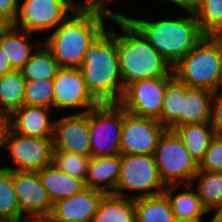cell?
<instances>
[{
    "mask_svg": "<svg viewBox=\"0 0 222 222\" xmlns=\"http://www.w3.org/2000/svg\"><path fill=\"white\" fill-rule=\"evenodd\" d=\"M73 13L42 43L63 68L81 66L88 48L106 30L104 20L111 21L116 14L109 7L88 4H79Z\"/></svg>",
    "mask_w": 222,
    "mask_h": 222,
    "instance_id": "1",
    "label": "cell"
},
{
    "mask_svg": "<svg viewBox=\"0 0 222 222\" xmlns=\"http://www.w3.org/2000/svg\"><path fill=\"white\" fill-rule=\"evenodd\" d=\"M79 70L89 93L99 104H117L124 94L116 47V32L105 30L88 48Z\"/></svg>",
    "mask_w": 222,
    "mask_h": 222,
    "instance_id": "2",
    "label": "cell"
},
{
    "mask_svg": "<svg viewBox=\"0 0 222 222\" xmlns=\"http://www.w3.org/2000/svg\"><path fill=\"white\" fill-rule=\"evenodd\" d=\"M111 21L119 25L124 33L120 35L116 32L119 68L124 88L143 79L174 77L172 66L125 15L116 13Z\"/></svg>",
    "mask_w": 222,
    "mask_h": 222,
    "instance_id": "3",
    "label": "cell"
},
{
    "mask_svg": "<svg viewBox=\"0 0 222 222\" xmlns=\"http://www.w3.org/2000/svg\"><path fill=\"white\" fill-rule=\"evenodd\" d=\"M178 19H135L125 16L148 43L173 67L205 36L193 11Z\"/></svg>",
    "mask_w": 222,
    "mask_h": 222,
    "instance_id": "4",
    "label": "cell"
},
{
    "mask_svg": "<svg viewBox=\"0 0 222 222\" xmlns=\"http://www.w3.org/2000/svg\"><path fill=\"white\" fill-rule=\"evenodd\" d=\"M174 77L189 88L215 92L222 87V41L205 35L173 67Z\"/></svg>",
    "mask_w": 222,
    "mask_h": 222,
    "instance_id": "5",
    "label": "cell"
},
{
    "mask_svg": "<svg viewBox=\"0 0 222 222\" xmlns=\"http://www.w3.org/2000/svg\"><path fill=\"white\" fill-rule=\"evenodd\" d=\"M154 156L160 177L166 186L193 185V178L199 170V164L174 130L164 131Z\"/></svg>",
    "mask_w": 222,
    "mask_h": 222,
    "instance_id": "6",
    "label": "cell"
},
{
    "mask_svg": "<svg viewBox=\"0 0 222 222\" xmlns=\"http://www.w3.org/2000/svg\"><path fill=\"white\" fill-rule=\"evenodd\" d=\"M165 188L154 155L121 154L120 177L114 195L136 199L161 194ZM124 190L142 193L127 196Z\"/></svg>",
    "mask_w": 222,
    "mask_h": 222,
    "instance_id": "7",
    "label": "cell"
},
{
    "mask_svg": "<svg viewBox=\"0 0 222 222\" xmlns=\"http://www.w3.org/2000/svg\"><path fill=\"white\" fill-rule=\"evenodd\" d=\"M124 108L119 104H99L89 111L91 156L120 155V134Z\"/></svg>",
    "mask_w": 222,
    "mask_h": 222,
    "instance_id": "8",
    "label": "cell"
},
{
    "mask_svg": "<svg viewBox=\"0 0 222 222\" xmlns=\"http://www.w3.org/2000/svg\"><path fill=\"white\" fill-rule=\"evenodd\" d=\"M2 147H7L12 160L18 166H5L6 169L37 172L52 164L53 138L24 136L7 126Z\"/></svg>",
    "mask_w": 222,
    "mask_h": 222,
    "instance_id": "9",
    "label": "cell"
},
{
    "mask_svg": "<svg viewBox=\"0 0 222 222\" xmlns=\"http://www.w3.org/2000/svg\"><path fill=\"white\" fill-rule=\"evenodd\" d=\"M78 6L73 0H24L13 25L31 34L55 30Z\"/></svg>",
    "mask_w": 222,
    "mask_h": 222,
    "instance_id": "10",
    "label": "cell"
},
{
    "mask_svg": "<svg viewBox=\"0 0 222 222\" xmlns=\"http://www.w3.org/2000/svg\"><path fill=\"white\" fill-rule=\"evenodd\" d=\"M173 78L158 77L132 82L125 87L119 104L130 114L158 119L166 86Z\"/></svg>",
    "mask_w": 222,
    "mask_h": 222,
    "instance_id": "11",
    "label": "cell"
},
{
    "mask_svg": "<svg viewBox=\"0 0 222 222\" xmlns=\"http://www.w3.org/2000/svg\"><path fill=\"white\" fill-rule=\"evenodd\" d=\"M166 128L157 120L130 114L124 109L121 126V154L154 155Z\"/></svg>",
    "mask_w": 222,
    "mask_h": 222,
    "instance_id": "12",
    "label": "cell"
},
{
    "mask_svg": "<svg viewBox=\"0 0 222 222\" xmlns=\"http://www.w3.org/2000/svg\"><path fill=\"white\" fill-rule=\"evenodd\" d=\"M99 103L89 93L79 68L60 67L53 79V108L82 109L87 113Z\"/></svg>",
    "mask_w": 222,
    "mask_h": 222,
    "instance_id": "13",
    "label": "cell"
},
{
    "mask_svg": "<svg viewBox=\"0 0 222 222\" xmlns=\"http://www.w3.org/2000/svg\"><path fill=\"white\" fill-rule=\"evenodd\" d=\"M12 182L25 217H49L53 203L37 172L12 170Z\"/></svg>",
    "mask_w": 222,
    "mask_h": 222,
    "instance_id": "14",
    "label": "cell"
},
{
    "mask_svg": "<svg viewBox=\"0 0 222 222\" xmlns=\"http://www.w3.org/2000/svg\"><path fill=\"white\" fill-rule=\"evenodd\" d=\"M54 149L91 157L89 111L54 120Z\"/></svg>",
    "mask_w": 222,
    "mask_h": 222,
    "instance_id": "15",
    "label": "cell"
},
{
    "mask_svg": "<svg viewBox=\"0 0 222 222\" xmlns=\"http://www.w3.org/2000/svg\"><path fill=\"white\" fill-rule=\"evenodd\" d=\"M104 192L84 188L80 193L53 203L49 218L53 222H92Z\"/></svg>",
    "mask_w": 222,
    "mask_h": 222,
    "instance_id": "16",
    "label": "cell"
},
{
    "mask_svg": "<svg viewBox=\"0 0 222 222\" xmlns=\"http://www.w3.org/2000/svg\"><path fill=\"white\" fill-rule=\"evenodd\" d=\"M50 109L23 105L8 117V126L24 136L53 138L54 121L50 120Z\"/></svg>",
    "mask_w": 222,
    "mask_h": 222,
    "instance_id": "17",
    "label": "cell"
},
{
    "mask_svg": "<svg viewBox=\"0 0 222 222\" xmlns=\"http://www.w3.org/2000/svg\"><path fill=\"white\" fill-rule=\"evenodd\" d=\"M121 154L111 156H91L85 186L105 194H114L120 177Z\"/></svg>",
    "mask_w": 222,
    "mask_h": 222,
    "instance_id": "18",
    "label": "cell"
},
{
    "mask_svg": "<svg viewBox=\"0 0 222 222\" xmlns=\"http://www.w3.org/2000/svg\"><path fill=\"white\" fill-rule=\"evenodd\" d=\"M31 36V33L14 25H3L0 28V46L14 70H20L31 58L34 52V45L32 42L30 44V39L33 40Z\"/></svg>",
    "mask_w": 222,
    "mask_h": 222,
    "instance_id": "19",
    "label": "cell"
},
{
    "mask_svg": "<svg viewBox=\"0 0 222 222\" xmlns=\"http://www.w3.org/2000/svg\"><path fill=\"white\" fill-rule=\"evenodd\" d=\"M37 173L52 203L78 194L86 188L83 180L64 173L53 164Z\"/></svg>",
    "mask_w": 222,
    "mask_h": 222,
    "instance_id": "20",
    "label": "cell"
},
{
    "mask_svg": "<svg viewBox=\"0 0 222 222\" xmlns=\"http://www.w3.org/2000/svg\"><path fill=\"white\" fill-rule=\"evenodd\" d=\"M213 94L209 90L189 88L185 84V97H182L181 125L210 122Z\"/></svg>",
    "mask_w": 222,
    "mask_h": 222,
    "instance_id": "21",
    "label": "cell"
},
{
    "mask_svg": "<svg viewBox=\"0 0 222 222\" xmlns=\"http://www.w3.org/2000/svg\"><path fill=\"white\" fill-rule=\"evenodd\" d=\"M181 185H168L164 190L176 220L200 219L208 211L203 207L197 191H192V184L185 185L188 191L174 193ZM175 194V195H174Z\"/></svg>",
    "mask_w": 222,
    "mask_h": 222,
    "instance_id": "22",
    "label": "cell"
},
{
    "mask_svg": "<svg viewBox=\"0 0 222 222\" xmlns=\"http://www.w3.org/2000/svg\"><path fill=\"white\" fill-rule=\"evenodd\" d=\"M92 222H136L134 199L105 194Z\"/></svg>",
    "mask_w": 222,
    "mask_h": 222,
    "instance_id": "23",
    "label": "cell"
},
{
    "mask_svg": "<svg viewBox=\"0 0 222 222\" xmlns=\"http://www.w3.org/2000/svg\"><path fill=\"white\" fill-rule=\"evenodd\" d=\"M174 131L181 138L191 156L199 162L204 158L212 138L215 136L210 122L177 126Z\"/></svg>",
    "mask_w": 222,
    "mask_h": 222,
    "instance_id": "24",
    "label": "cell"
},
{
    "mask_svg": "<svg viewBox=\"0 0 222 222\" xmlns=\"http://www.w3.org/2000/svg\"><path fill=\"white\" fill-rule=\"evenodd\" d=\"M136 222H176L164 193L134 199Z\"/></svg>",
    "mask_w": 222,
    "mask_h": 222,
    "instance_id": "25",
    "label": "cell"
},
{
    "mask_svg": "<svg viewBox=\"0 0 222 222\" xmlns=\"http://www.w3.org/2000/svg\"><path fill=\"white\" fill-rule=\"evenodd\" d=\"M25 83L21 70L0 76V111L7 117L24 105Z\"/></svg>",
    "mask_w": 222,
    "mask_h": 222,
    "instance_id": "26",
    "label": "cell"
},
{
    "mask_svg": "<svg viewBox=\"0 0 222 222\" xmlns=\"http://www.w3.org/2000/svg\"><path fill=\"white\" fill-rule=\"evenodd\" d=\"M182 97H185V84L174 77L166 86L162 110L157 119L166 129L174 130L181 126Z\"/></svg>",
    "mask_w": 222,
    "mask_h": 222,
    "instance_id": "27",
    "label": "cell"
},
{
    "mask_svg": "<svg viewBox=\"0 0 222 222\" xmlns=\"http://www.w3.org/2000/svg\"><path fill=\"white\" fill-rule=\"evenodd\" d=\"M198 182L195 189L201 199L203 207L209 212L216 210L222 202V172H205L196 173L193 178Z\"/></svg>",
    "mask_w": 222,
    "mask_h": 222,
    "instance_id": "28",
    "label": "cell"
},
{
    "mask_svg": "<svg viewBox=\"0 0 222 222\" xmlns=\"http://www.w3.org/2000/svg\"><path fill=\"white\" fill-rule=\"evenodd\" d=\"M31 58L20 69L25 80L54 79L58 69L57 61L43 45L37 48Z\"/></svg>",
    "mask_w": 222,
    "mask_h": 222,
    "instance_id": "29",
    "label": "cell"
},
{
    "mask_svg": "<svg viewBox=\"0 0 222 222\" xmlns=\"http://www.w3.org/2000/svg\"><path fill=\"white\" fill-rule=\"evenodd\" d=\"M193 13L205 35H222V0H196Z\"/></svg>",
    "mask_w": 222,
    "mask_h": 222,
    "instance_id": "30",
    "label": "cell"
},
{
    "mask_svg": "<svg viewBox=\"0 0 222 222\" xmlns=\"http://www.w3.org/2000/svg\"><path fill=\"white\" fill-rule=\"evenodd\" d=\"M23 218L12 182V170L0 166V220L18 221Z\"/></svg>",
    "mask_w": 222,
    "mask_h": 222,
    "instance_id": "31",
    "label": "cell"
},
{
    "mask_svg": "<svg viewBox=\"0 0 222 222\" xmlns=\"http://www.w3.org/2000/svg\"><path fill=\"white\" fill-rule=\"evenodd\" d=\"M89 156L53 149L52 164L64 173L85 182Z\"/></svg>",
    "mask_w": 222,
    "mask_h": 222,
    "instance_id": "32",
    "label": "cell"
},
{
    "mask_svg": "<svg viewBox=\"0 0 222 222\" xmlns=\"http://www.w3.org/2000/svg\"><path fill=\"white\" fill-rule=\"evenodd\" d=\"M24 105L53 108V79L26 80Z\"/></svg>",
    "mask_w": 222,
    "mask_h": 222,
    "instance_id": "33",
    "label": "cell"
},
{
    "mask_svg": "<svg viewBox=\"0 0 222 222\" xmlns=\"http://www.w3.org/2000/svg\"><path fill=\"white\" fill-rule=\"evenodd\" d=\"M199 170L205 172H222V135H215L199 162Z\"/></svg>",
    "mask_w": 222,
    "mask_h": 222,
    "instance_id": "34",
    "label": "cell"
},
{
    "mask_svg": "<svg viewBox=\"0 0 222 222\" xmlns=\"http://www.w3.org/2000/svg\"><path fill=\"white\" fill-rule=\"evenodd\" d=\"M221 88L214 92L211 105L210 125L215 135H222V89Z\"/></svg>",
    "mask_w": 222,
    "mask_h": 222,
    "instance_id": "35",
    "label": "cell"
},
{
    "mask_svg": "<svg viewBox=\"0 0 222 222\" xmlns=\"http://www.w3.org/2000/svg\"><path fill=\"white\" fill-rule=\"evenodd\" d=\"M19 0H0V23L13 25L19 11Z\"/></svg>",
    "mask_w": 222,
    "mask_h": 222,
    "instance_id": "36",
    "label": "cell"
},
{
    "mask_svg": "<svg viewBox=\"0 0 222 222\" xmlns=\"http://www.w3.org/2000/svg\"><path fill=\"white\" fill-rule=\"evenodd\" d=\"M14 70L5 55V52H3L2 47L0 46V76H2L5 73H8L10 71Z\"/></svg>",
    "mask_w": 222,
    "mask_h": 222,
    "instance_id": "37",
    "label": "cell"
},
{
    "mask_svg": "<svg viewBox=\"0 0 222 222\" xmlns=\"http://www.w3.org/2000/svg\"><path fill=\"white\" fill-rule=\"evenodd\" d=\"M170 3H173L176 6H179L184 9V11H193L196 0H164Z\"/></svg>",
    "mask_w": 222,
    "mask_h": 222,
    "instance_id": "38",
    "label": "cell"
},
{
    "mask_svg": "<svg viewBox=\"0 0 222 222\" xmlns=\"http://www.w3.org/2000/svg\"><path fill=\"white\" fill-rule=\"evenodd\" d=\"M8 126V117L0 111V148L3 146L4 133Z\"/></svg>",
    "mask_w": 222,
    "mask_h": 222,
    "instance_id": "39",
    "label": "cell"
},
{
    "mask_svg": "<svg viewBox=\"0 0 222 222\" xmlns=\"http://www.w3.org/2000/svg\"><path fill=\"white\" fill-rule=\"evenodd\" d=\"M214 212L215 214L213 215V218H211V221H222V202Z\"/></svg>",
    "mask_w": 222,
    "mask_h": 222,
    "instance_id": "40",
    "label": "cell"
},
{
    "mask_svg": "<svg viewBox=\"0 0 222 222\" xmlns=\"http://www.w3.org/2000/svg\"><path fill=\"white\" fill-rule=\"evenodd\" d=\"M25 222H53L49 217H27Z\"/></svg>",
    "mask_w": 222,
    "mask_h": 222,
    "instance_id": "41",
    "label": "cell"
},
{
    "mask_svg": "<svg viewBox=\"0 0 222 222\" xmlns=\"http://www.w3.org/2000/svg\"><path fill=\"white\" fill-rule=\"evenodd\" d=\"M105 1L106 0H95V6H99V7H106L105 4ZM110 0H107L106 2H109ZM112 1H115V0H112Z\"/></svg>",
    "mask_w": 222,
    "mask_h": 222,
    "instance_id": "42",
    "label": "cell"
},
{
    "mask_svg": "<svg viewBox=\"0 0 222 222\" xmlns=\"http://www.w3.org/2000/svg\"><path fill=\"white\" fill-rule=\"evenodd\" d=\"M176 222H202L200 219H190V220H176Z\"/></svg>",
    "mask_w": 222,
    "mask_h": 222,
    "instance_id": "43",
    "label": "cell"
},
{
    "mask_svg": "<svg viewBox=\"0 0 222 222\" xmlns=\"http://www.w3.org/2000/svg\"><path fill=\"white\" fill-rule=\"evenodd\" d=\"M80 4H88V5L95 6V0H85V1H82V3L80 2Z\"/></svg>",
    "mask_w": 222,
    "mask_h": 222,
    "instance_id": "44",
    "label": "cell"
},
{
    "mask_svg": "<svg viewBox=\"0 0 222 222\" xmlns=\"http://www.w3.org/2000/svg\"><path fill=\"white\" fill-rule=\"evenodd\" d=\"M3 222H25V218H23L22 220H18V221H3Z\"/></svg>",
    "mask_w": 222,
    "mask_h": 222,
    "instance_id": "45",
    "label": "cell"
}]
</instances>
